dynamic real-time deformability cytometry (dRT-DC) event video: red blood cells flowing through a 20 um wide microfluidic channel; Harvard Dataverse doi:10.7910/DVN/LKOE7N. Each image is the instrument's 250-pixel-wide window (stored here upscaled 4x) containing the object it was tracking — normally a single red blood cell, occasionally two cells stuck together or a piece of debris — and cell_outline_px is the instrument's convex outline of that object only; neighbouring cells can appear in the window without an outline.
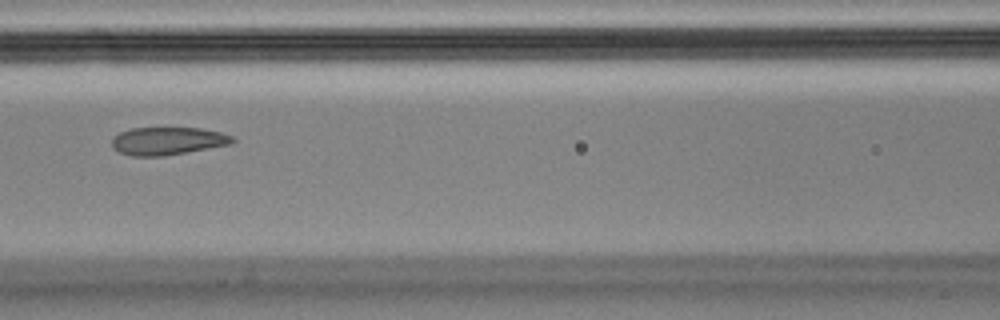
{"species": "Egyptian fruit bat (a non-hibernating species)", "species_latin": "Rousettus aegyptiacus", "temperature_condition": "cold", "stored_images_in_passage": 9, "camera_frame_rate_fps": 3000, "um_per_image_px": 0.085, "animal": {"sex": "male"}, "frame": {"image": 1, "passage_image": 7, "time_ms": 2.0, "image_size_px": [1000, 320], "cell_outline_px": [[236, 140], [232, 144], [164, 156], [132, 156], [120, 152], [112, 148], [112, 136], [120, 132], [132, 128], [200, 128], [220, 132], [232, 136]], "centroid_in_image_um": [14.24, 11.98], "position_along_channel_um": 152.4, "area_um2": 19.59}}
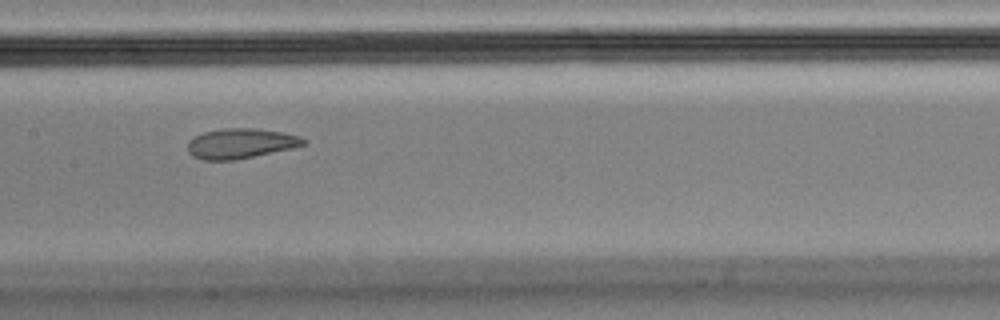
{"frame": {"image": 2, "passage_image": 8, "time_ms": 2.333, "image_size_px": [1000, 320], "cell_outline_px": [[308, 144], [292, 148], [232, 160], [204, 160], [192, 156], [188, 152], [188, 140], [204, 132], [224, 128], [256, 128], [280, 132], [300, 136], [308, 140]], "centroid_in_image_um": [20.46, 12.19], "position_along_channel_um": 186.9, "area_um2": 20.17}}
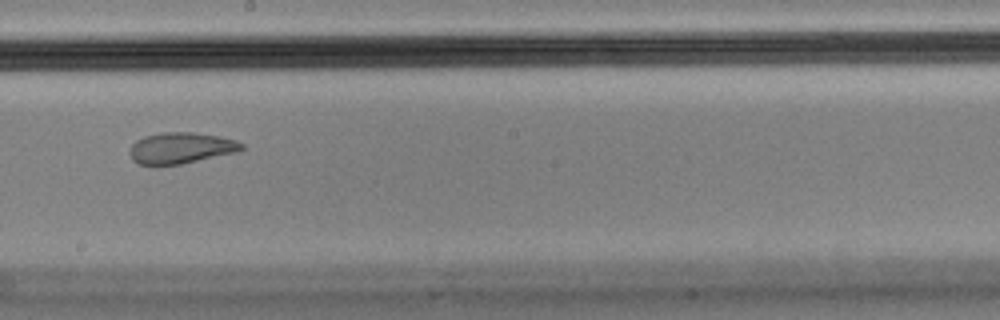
{"frame": {"image": 3, "passage_image": 9, "time_ms": 2.667, "image_size_px": [1000, 320], "cell_outline_px": [[244, 148], [240, 152], [180, 164], [140, 164], [132, 160], [128, 152], [132, 144], [136, 140], [144, 136], [164, 132], [192, 132], [220, 136], [236, 140], [244, 144]], "centroid_in_image_um": [15.41, 12.57], "position_along_channel_um": 232.8, "area_um2": 20.4}}